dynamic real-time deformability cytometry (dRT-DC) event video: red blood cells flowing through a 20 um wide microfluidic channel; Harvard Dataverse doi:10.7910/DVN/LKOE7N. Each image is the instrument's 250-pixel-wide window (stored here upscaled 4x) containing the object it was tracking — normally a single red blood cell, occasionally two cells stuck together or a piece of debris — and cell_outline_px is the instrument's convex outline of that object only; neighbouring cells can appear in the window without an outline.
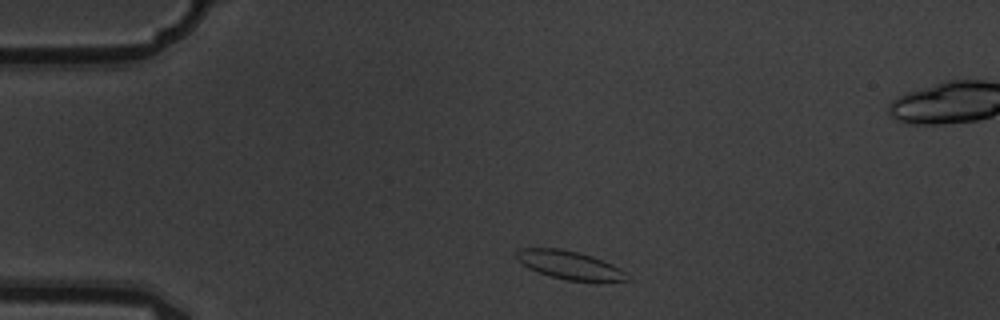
{"species": "common noctule bat (a hibernating species)", "species_latin": "Nyctalus noctula", "temperature_condition": "warm", "stored_images_in_passage": 3, "camera_frame_rate_fps": 3000, "um_per_image_px": 0.085, "animal": {"sex": "male", "body_mass_g": 19.5, "forearm_length_mm": 54.6}, "frame": {"image": 1, "passage_image": 1, "time_ms": 0.0, "image_size_px": [1000, 320], "cell_outline_px": [[632, 280], [564, 280], [548, 276], [528, 268], [520, 264], [516, 260], [516, 252], [520, 248], [560, 248], [580, 252], [592, 256], [612, 264], [620, 268]], "centroid_in_image_um": [48.33, 22.51], "position_along_channel_um": 36.7, "area_um2": 18.21}}